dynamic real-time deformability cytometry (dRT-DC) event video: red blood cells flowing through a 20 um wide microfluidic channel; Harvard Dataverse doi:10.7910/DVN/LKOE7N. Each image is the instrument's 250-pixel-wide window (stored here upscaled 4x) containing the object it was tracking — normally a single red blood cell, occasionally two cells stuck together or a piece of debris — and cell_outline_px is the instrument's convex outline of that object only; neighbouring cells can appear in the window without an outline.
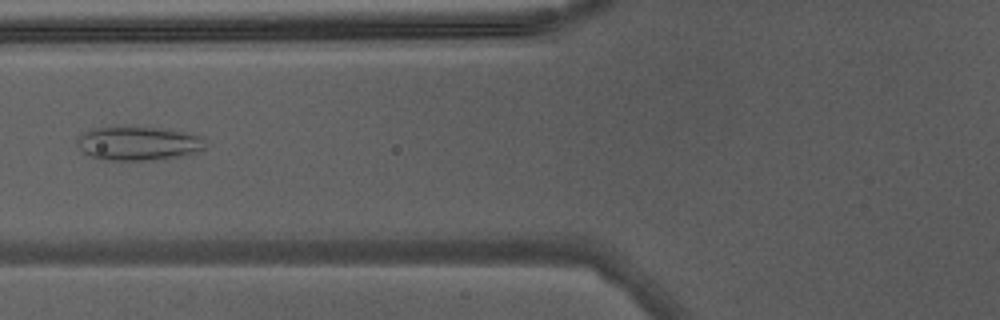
{"species": "Egyptian fruit bat (a non-hibernating species)", "species_latin": "Rousettus aegyptiacus", "temperature_condition": "warm", "stored_images_in_passage": 33, "camera_frame_rate_fps": 3000, "um_per_image_px": 0.085, "animal": {"sex": "male"}, "frame": {"image": 1, "passage_image": 6, "time_ms": 1.667, "image_size_px": [1000, 320], "cell_outline_px": [[204, 148], [196, 156], [164, 160], [108, 160], [92, 156], [84, 152], [76, 144], [76, 140], [84, 132], [92, 128], [124, 124], [156, 128], [184, 132], [204, 136]], "centroid_in_image_um": [11.83, 12.18], "position_along_channel_um": 114.0, "area_um2": 26.47}}
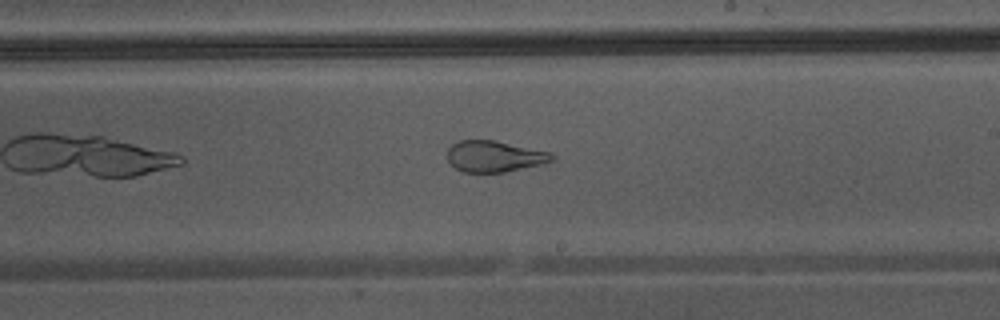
{"frame": {"image": 2, "passage_image": 15, "time_ms": 4.667, "image_size_px": [1000, 320], "cell_outline_px": [[556, 156], [552, 160], [540, 164], [504, 172], [464, 172], [456, 168], [448, 160], [448, 148], [452, 144], [460, 140], [492, 140], [552, 152]], "centroid_in_image_um": [42.02, 13.28], "position_along_channel_um": 247.0, "area_um2": 18.79}}